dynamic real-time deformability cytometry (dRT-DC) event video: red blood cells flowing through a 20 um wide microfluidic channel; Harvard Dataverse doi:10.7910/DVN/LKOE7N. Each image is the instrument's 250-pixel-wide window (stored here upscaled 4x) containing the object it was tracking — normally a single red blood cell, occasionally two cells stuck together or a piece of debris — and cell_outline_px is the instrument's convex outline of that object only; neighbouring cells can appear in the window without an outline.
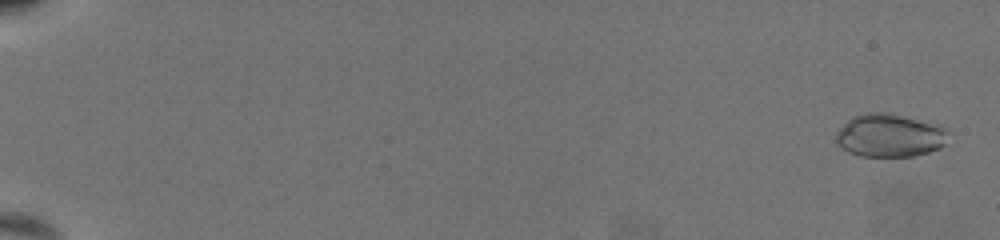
{"species": "common noctule bat (a hibernating species)", "species_latin": "Nyctalus noctula", "temperature_condition": "warm", "stored_images_in_passage": 71, "camera_frame_rate_fps": 3000, "um_per_image_px": 0.085, "animal": {"sex": "female", "body_mass_g": 19.5, "forearm_length_mm": 54.1}, "frame": {"image": 1, "passage_image": 3, "time_ms": 0.667, "image_size_px": [1000, 240], "cell_outline_px": [[948, 128], [944, 144], [940, 148], [928, 152], [912, 156], [860, 156], [848, 152], [836, 144], [832, 136], [852, 116], [864, 112], [892, 112]], "centroid_in_image_um": [75.56, 11.5], "position_along_channel_um": 9.4, "area_um2": 28.5}}
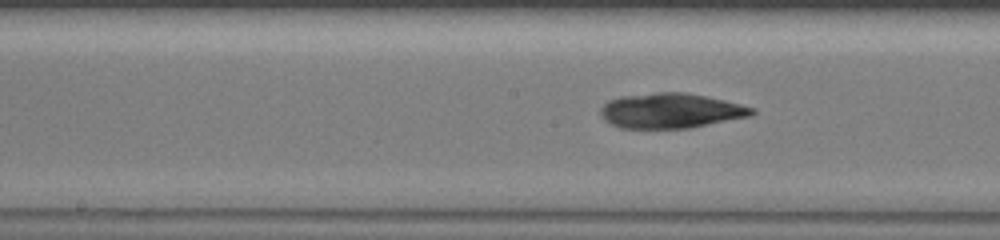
{"frame": {"image": 2, "passage_image": 41, "time_ms": 13.333, "image_size_px": [1000, 240], "cell_outline_px": [[756, 112], [752, 116], [688, 128], [620, 128], [604, 120], [600, 116], [600, 108], [608, 100], [620, 96], [656, 92], [688, 92], [724, 100], [756, 108]], "centroid_in_image_um": [57.01, 9.4], "position_along_channel_um": 191.2, "area_um2": 31.1}}
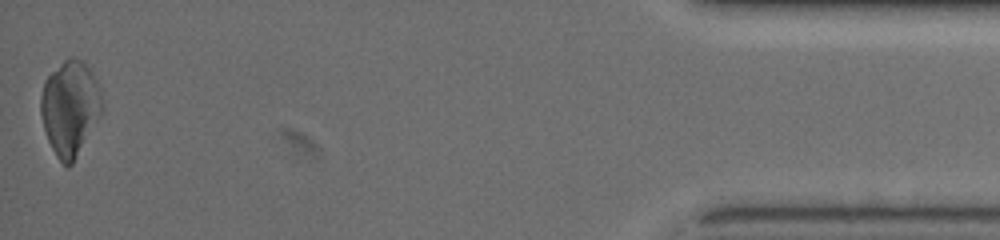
{"frame": {"image": 3, "passage_image": 71, "time_ms": 23.333, "image_size_px": [1000, 240], "cell_outline_px": [[104, 108], [72, 164], [68, 168], [64, 168], [56, 156], [48, 140], [44, 128], [40, 112], [40, 96], [44, 80], [68, 56], [76, 56], [84, 60], [92, 72], [96, 80], [104, 104]], "centroid_in_image_um": [5.94, 9.16], "position_along_channel_um": 429.3, "area_um2": 34.1}, "authors_computed_cell_mechanics": {"area_um2": 29.7092, "velocity_mm_per_s": 3.1376, "shape_relaxation_time_tau1_ms": 11.1825, "shape_relaxation_time_tau2_ms": 5.2635, "deformation_change_tau1": 0.2268, "deformation_change_tau2": 0.0735}}